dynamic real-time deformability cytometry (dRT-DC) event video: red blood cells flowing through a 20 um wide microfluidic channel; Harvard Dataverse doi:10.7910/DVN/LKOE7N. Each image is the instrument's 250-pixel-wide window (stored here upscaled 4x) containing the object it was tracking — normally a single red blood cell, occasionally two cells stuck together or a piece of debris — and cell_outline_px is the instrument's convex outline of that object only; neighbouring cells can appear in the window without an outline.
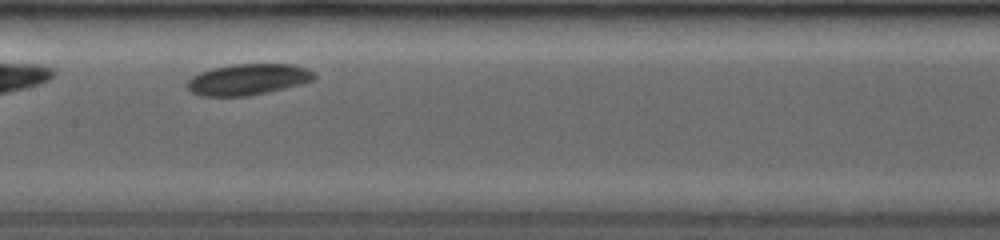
{"species": "common noctule bat (a hibernating species)", "species_latin": "Nyctalus noctula", "temperature_condition": "room temperature", "stored_images_in_passage": 43, "camera_frame_rate_fps": 4000, "um_per_image_px": 0.085, "animal": {"sex": "female", "body_mass_g": 19.0, "forearm_length_mm": 53.3}, "frame": {"image": 1, "passage_image": 17, "time_ms": 3.5, "image_size_px": [1000, 240], "cell_outline_px": [[316, 76], [312, 80], [300, 84], [248, 96], [200, 96], [192, 92], [188, 88], [188, 80], [200, 72], [216, 68], [236, 64], [292, 64], [304, 68], [312, 72]], "centroid_in_image_um": [21.06, 6.75], "position_along_channel_um": 186.3, "area_um2": 22.48}}
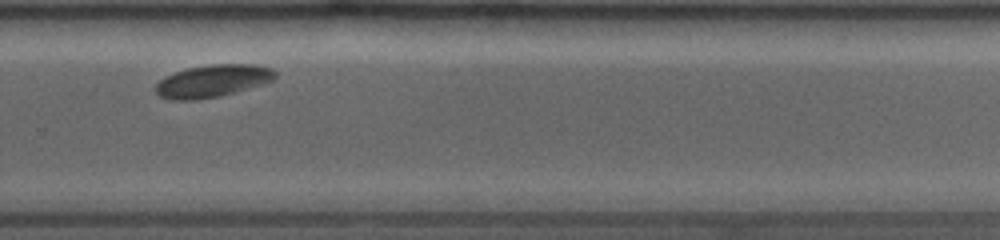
{"frame": {"image": 2, "passage_image": 35, "time_ms": 6.75, "image_size_px": [1000, 240], "cell_outline_px": [[276, 76], [272, 80], [260, 84], [220, 96], [196, 100], [172, 100], [160, 96], [152, 88], [160, 80], [176, 72], [188, 68], [212, 64], [256, 64], [272, 68], [276, 72]], "centroid_in_image_um": [18.05, 6.88], "position_along_channel_um": 311.8, "area_um2": 22.37}}
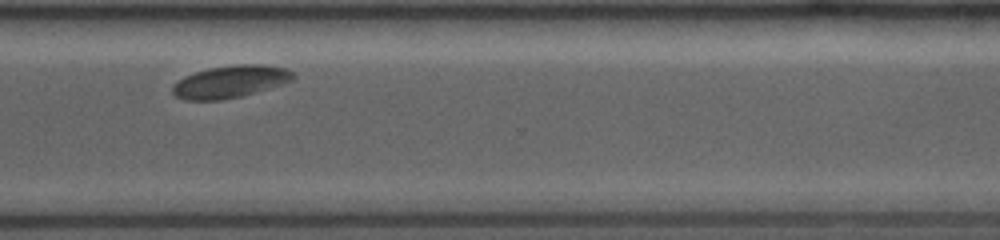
{"frame": {"image": 3, "passage_image": 42, "time_ms": 7.75, "image_size_px": [1000, 240], "cell_outline_px": [[296, 76], [292, 80], [280, 84], [240, 96], [220, 100], [184, 100], [176, 96], [172, 92], [172, 84], [184, 76], [208, 68], [236, 64], [260, 64], [284, 68], [292, 72]], "centroid_in_image_um": [19.51, 6.93], "position_along_channel_um": 351.1, "area_um2": 22.43}}